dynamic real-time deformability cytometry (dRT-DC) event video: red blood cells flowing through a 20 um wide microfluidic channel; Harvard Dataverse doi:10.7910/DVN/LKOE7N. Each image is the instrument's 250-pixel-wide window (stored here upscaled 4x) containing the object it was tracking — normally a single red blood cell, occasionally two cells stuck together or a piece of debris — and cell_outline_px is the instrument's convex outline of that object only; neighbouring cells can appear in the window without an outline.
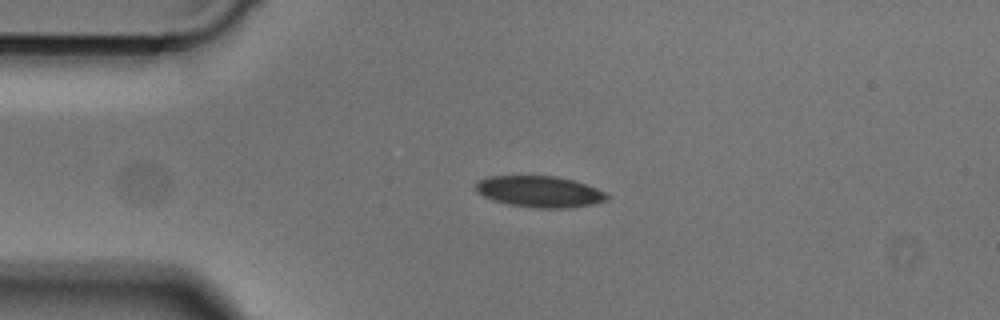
{"species": "Egyptian fruit bat (a non-hibernating species)", "species_latin": "Rousettus aegyptiacus", "temperature_condition": "cold", "stored_images_in_passage": 2, "segment_of_instrument_passage": [2, 2], "camera_frame_rate_fps": 3000, "um_per_image_px": 0.085, "animal": {"sex": "male"}, "frame": {"image": 1, "passage_image": 2, "time_ms": 0.333, "image_size_px": [1000, 320], "cell_outline_px": [[608, 200], [592, 204], [568, 208], [540, 208], [508, 204], [492, 200], [476, 192], [476, 184], [480, 180], [488, 176], [556, 176], [572, 180], [596, 188], [604, 192], [608, 196]], "centroid_in_image_um": [45.85, 16.29], "position_along_channel_um": 39.2, "area_um2": 23.7}}